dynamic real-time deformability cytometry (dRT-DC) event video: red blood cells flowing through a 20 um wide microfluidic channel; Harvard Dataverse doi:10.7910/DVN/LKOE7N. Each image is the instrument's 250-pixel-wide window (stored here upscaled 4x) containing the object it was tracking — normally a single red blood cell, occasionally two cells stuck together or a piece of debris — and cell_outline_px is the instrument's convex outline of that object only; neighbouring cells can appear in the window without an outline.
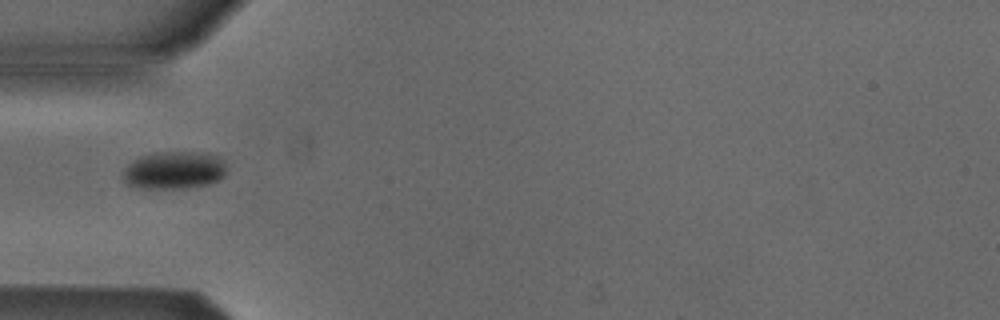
{"species": "Egyptian fruit bat (a non-hibernating species)", "species_latin": "Rousettus aegyptiacus", "temperature_condition": "cold", "stored_images_in_passage": 2, "camera_frame_rate_fps": 3000, "um_per_image_px": 0.085, "animal": {"sex": "male"}, "frame": {"image": 1, "passage_image": 2, "time_ms": 1.667, "image_size_px": [1000, 320], "cell_outline_px": [[224, 176], [208, 184], [184, 188], [136, 188], [128, 184], [124, 180], [124, 168], [132, 160], [140, 156], [156, 152], [208, 152], [220, 156], [224, 160]], "centroid_in_image_um": [14.79, 14.45], "position_along_channel_um": 70.2, "area_um2": 22.83}}